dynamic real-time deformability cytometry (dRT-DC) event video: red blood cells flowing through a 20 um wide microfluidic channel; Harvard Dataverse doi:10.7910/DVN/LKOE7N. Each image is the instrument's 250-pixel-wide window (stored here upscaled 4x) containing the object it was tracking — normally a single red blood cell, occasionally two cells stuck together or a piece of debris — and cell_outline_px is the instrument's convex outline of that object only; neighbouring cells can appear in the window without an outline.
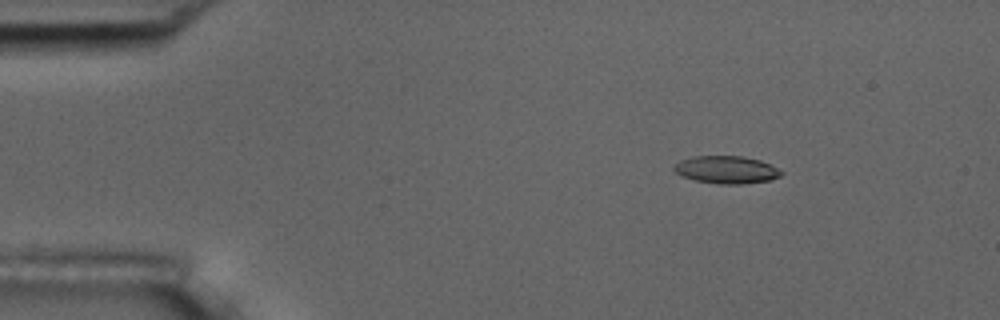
{"species": "common noctule bat (a hibernating species)", "species_latin": "Nyctalus noctula", "temperature_condition": "room temperature", "stored_images_in_passage": 8, "camera_frame_rate_fps": 3000, "um_per_image_px": 0.085, "animal": {"sex": "male", "body_mass_g": 17.5, "forearm_length_mm": 52.3}, "frame": {"image": 1, "passage_image": 3, "time_ms": 2.333, "image_size_px": [1000, 320], "cell_outline_px": [[784, 172], [780, 176], [772, 180], [740, 184], [720, 184], [696, 180], [680, 176], [672, 168], [680, 160], [692, 156], [740, 156], [760, 160]], "centroid_in_image_um": [61.73, 14.43], "position_along_channel_um": 23.3, "area_um2": 17.17}}
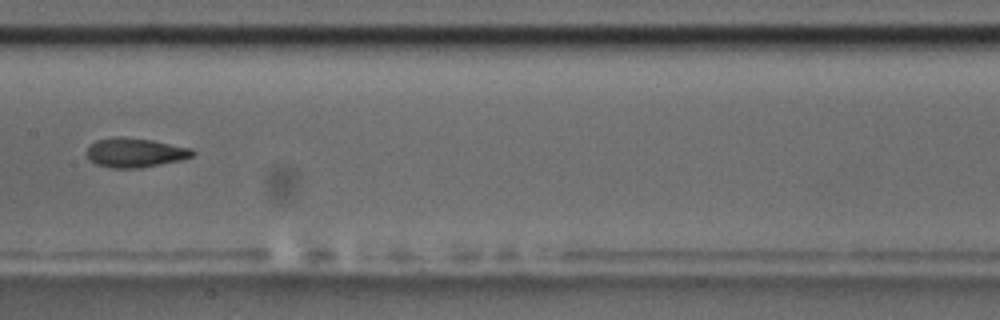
{"frame": {"image": 2, "passage_image": 8, "time_ms": 9.0, "image_size_px": [1000, 320], "cell_outline_px": [[196, 152], [192, 156], [180, 160], [140, 168], [112, 168], [96, 164], [88, 160], [88, 148], [96, 140], [112, 136], [120, 136], [152, 140], [192, 148]], "centroid_in_image_um": [11.48, 12.97], "position_along_channel_um": 195.9, "area_um2": 18.09}}